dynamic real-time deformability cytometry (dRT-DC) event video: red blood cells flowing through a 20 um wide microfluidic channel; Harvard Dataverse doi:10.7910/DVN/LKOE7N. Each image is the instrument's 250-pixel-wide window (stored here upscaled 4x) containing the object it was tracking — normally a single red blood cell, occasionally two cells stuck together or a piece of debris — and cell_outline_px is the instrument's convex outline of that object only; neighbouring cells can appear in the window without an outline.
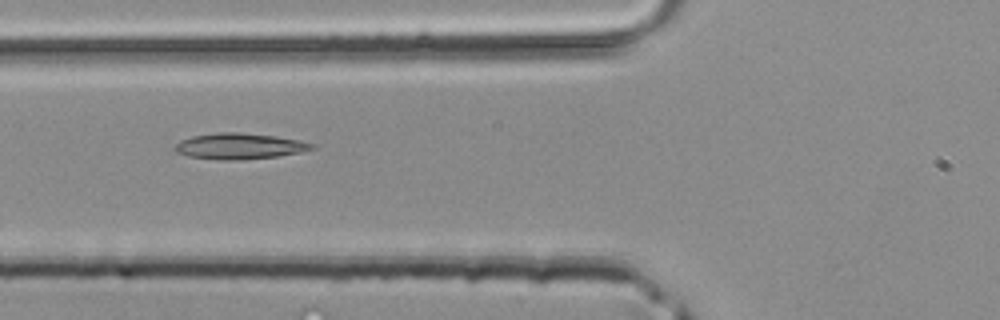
{"species": "common noctule bat (a hibernating species)", "species_latin": "Nyctalus noctula", "temperature_condition": "room temperature", "stored_images_in_passage": 30, "camera_frame_rate_fps": 3000, "um_per_image_px": 0.085, "animal": {"sex": "male", "body_mass_g": 20.4}, "frame": {"image": 1, "passage_image": 6, "time_ms": 1.667, "image_size_px": [1000, 320], "cell_outline_px": [[320, 144], [316, 148], [300, 152], [276, 156], [240, 160], [220, 160], [188, 156], [176, 152], [172, 148], [180, 140], [192, 136], [216, 132], [240, 132], [276, 136]], "centroid_in_image_um": [20.37, 12.42], "position_along_channel_um": 105.4, "area_um2": 20.92}}
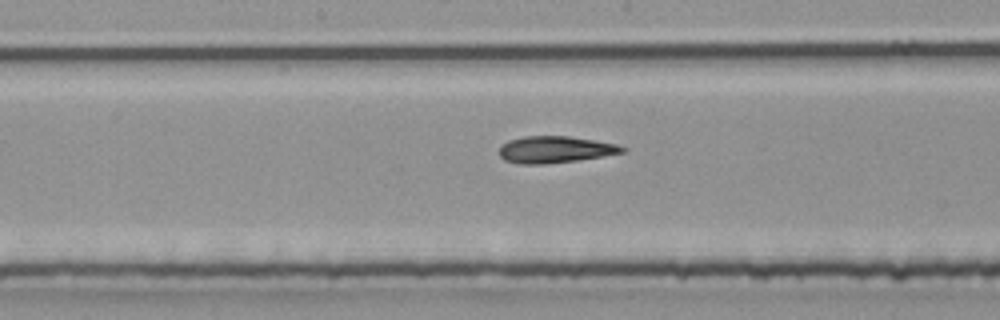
{"frame": {"image": 2, "passage_image": 12, "time_ms": 3.667, "image_size_px": [1000, 320], "cell_outline_px": [[628, 148], [624, 152], [604, 156], [580, 160], [544, 164], [516, 164], [504, 160], [500, 156], [500, 148], [508, 140], [524, 136], [568, 136], [596, 140], [616, 144]], "centroid_in_image_um": [47.2, 12.71], "position_along_channel_um": 201.0, "area_um2": 19.31}}
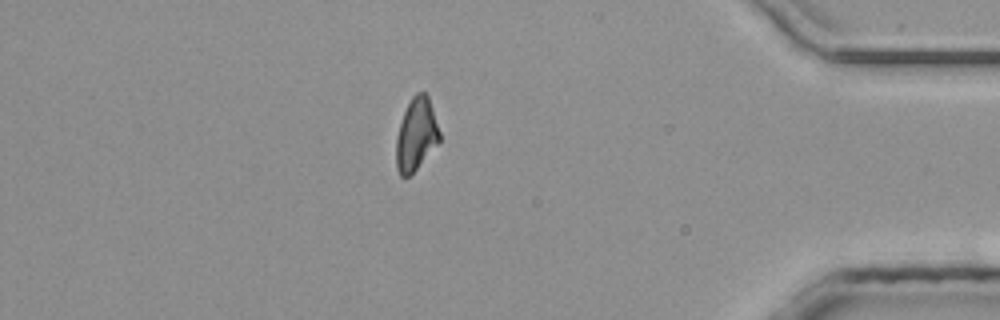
{"frame": {"image": 3, "passage_image": 27, "time_ms": 8.667, "image_size_px": [1000, 320], "cell_outline_px": [[440, 140], [416, 168], [408, 176], [400, 176], [396, 168], [396, 136], [404, 112], [412, 96], [416, 92], [424, 92], [428, 96], [440, 132]], "centroid_in_image_um": [35.36, 11.41], "position_along_channel_um": 399.8, "area_um2": 17.98}}